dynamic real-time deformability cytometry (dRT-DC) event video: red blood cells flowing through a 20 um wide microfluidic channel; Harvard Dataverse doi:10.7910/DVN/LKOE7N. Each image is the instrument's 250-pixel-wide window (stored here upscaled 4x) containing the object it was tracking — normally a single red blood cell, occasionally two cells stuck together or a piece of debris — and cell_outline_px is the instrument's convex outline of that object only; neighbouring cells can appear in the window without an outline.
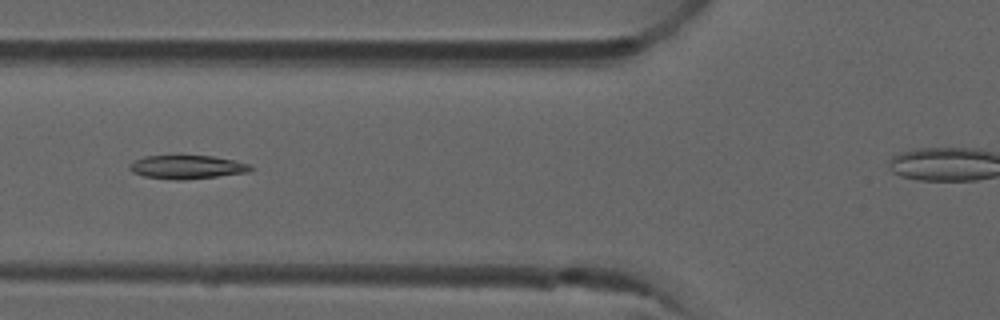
{"species": "common noctule bat (a hibernating species)", "species_latin": "Nyctalus noctula", "temperature_condition": "room temperature", "stored_images_in_passage": 7, "segment_of_instrument_passage": [1, 2], "camera_frame_rate_fps": 3000, "um_per_image_px": 0.085, "animal": {"sex": "male", "forearm_length_mm": 52.5}, "frame": {"image": 1, "passage_image": 6, "time_ms": 1.667, "image_size_px": [1000, 320], "cell_outline_px": [[256, 168], [252, 172], [184, 180], [172, 180], [144, 176], [132, 172], [128, 168], [128, 164], [144, 156], [180, 152], [212, 156], [252, 164]], "centroid_in_image_um": [15.9, 14.15], "position_along_channel_um": 109.9, "area_um2": 17.8}}